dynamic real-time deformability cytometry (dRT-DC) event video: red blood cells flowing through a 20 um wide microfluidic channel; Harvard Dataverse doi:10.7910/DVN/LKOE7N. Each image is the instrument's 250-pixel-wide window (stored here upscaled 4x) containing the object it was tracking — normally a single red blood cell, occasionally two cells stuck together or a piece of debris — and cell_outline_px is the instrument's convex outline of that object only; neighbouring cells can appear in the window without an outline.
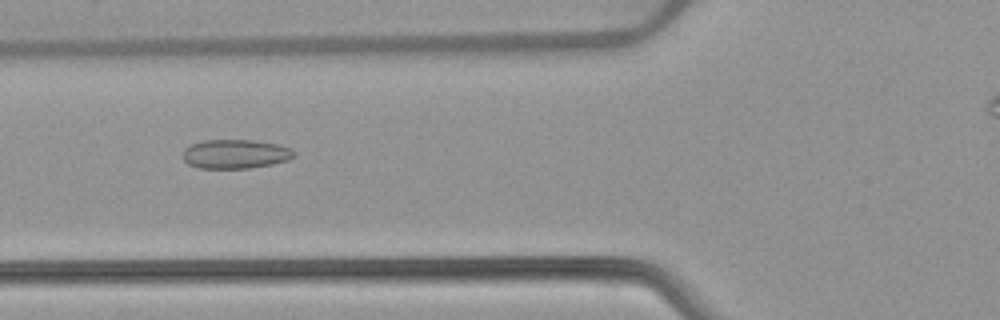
{"species": "common noctule bat (a hibernating species)", "species_latin": "Nyctalus noctula", "temperature_condition": "warm", "stored_images_in_passage": 48, "camera_frame_rate_fps": 3000, "um_per_image_px": 0.085, "animal": {"sex": "female", "body_mass_g": 22.7, "forearm_length_mm": 54.2}, "frame": {"image": 1, "passage_image": 20, "time_ms": 6.333, "image_size_px": [1000, 320], "cell_outline_px": [[296, 156], [288, 160], [272, 164], [248, 168], [200, 168], [188, 164], [184, 160], [184, 148], [192, 144], [204, 140], [252, 140], [280, 144], [292, 148], [296, 152]], "centroid_in_image_um": [20.06, 13.08], "position_along_channel_um": 105.7, "area_um2": 18.96}}
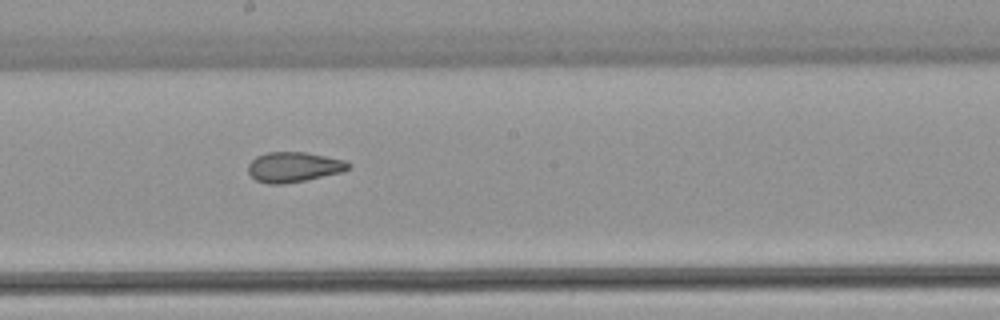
{"frame": {"image": 2, "passage_image": 29, "time_ms": 9.333, "image_size_px": [1000, 320], "cell_outline_px": [[352, 164], [348, 168], [340, 172], [304, 180], [284, 184], [268, 184], [256, 180], [248, 172], [248, 164], [256, 156], [268, 152], [304, 152], [344, 160]], "centroid_in_image_um": [24.92, 14.19], "position_along_channel_um": 223.3, "area_um2": 17.34}}
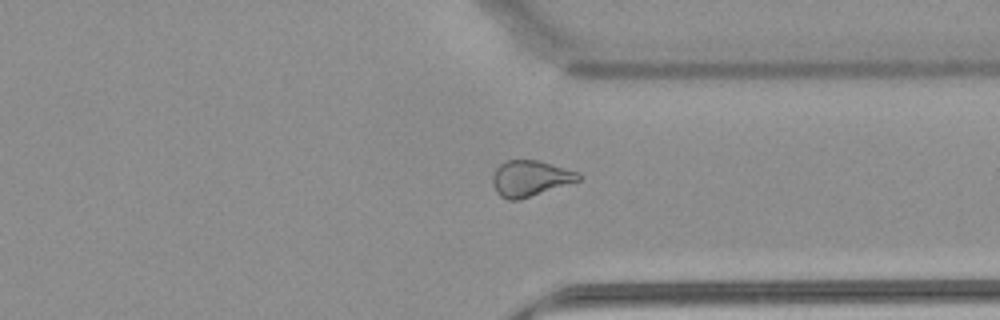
{"frame": {"image": 3, "passage_image": 40, "time_ms": 13.0, "image_size_px": [1000, 320], "cell_outline_px": [[580, 180], [516, 200], [508, 200], [500, 196], [496, 192], [492, 184], [492, 176], [496, 168], [504, 160], [536, 160], [564, 168], [576, 172], [580, 176]], "centroid_in_image_um": [44.99, 15.15], "position_along_channel_um": 366.4, "area_um2": 17.51}, "authors_computed_cell_mechanics": {"area_um2": 19.1896, "velocity_mm_per_s": 3.9052, "shape_relaxation_time_tau1_ms": null, "shape_relaxation_time_tau2_ms": 1.9698, "deformation_change_tau1": null, "deformation_change_tau2": 0.0898}}